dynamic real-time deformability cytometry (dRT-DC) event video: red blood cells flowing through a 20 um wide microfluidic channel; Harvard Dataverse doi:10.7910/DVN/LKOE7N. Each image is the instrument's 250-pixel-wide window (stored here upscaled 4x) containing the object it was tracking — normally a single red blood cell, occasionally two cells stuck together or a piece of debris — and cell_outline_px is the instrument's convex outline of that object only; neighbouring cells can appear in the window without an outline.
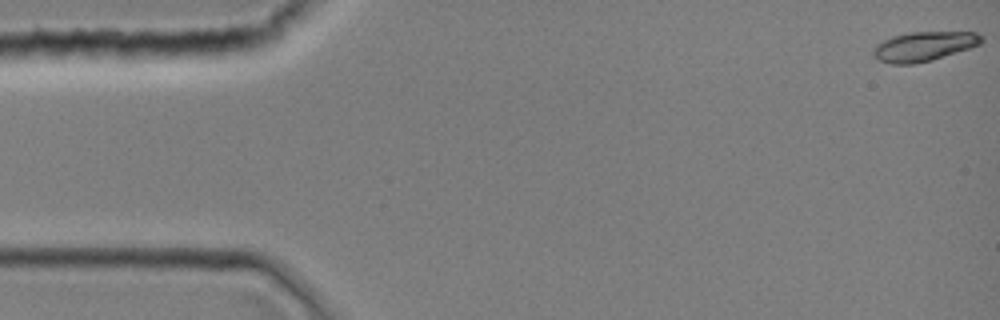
{"species": "common noctule bat (a hibernating species)", "species_latin": "Nyctalus noctula", "temperature_condition": "room temperature", "stored_images_in_passage": 5, "camera_frame_rate_fps": 3000, "um_per_image_px": 0.085, "animal": {"sex": "female", "body_mass_g": 19.0, "forearm_length_mm": 51.5}, "frame": {"image": 1, "passage_image": 1, "time_ms": 0.0, "image_size_px": [1000, 320], "cell_outline_px": [[984, 40], [980, 44], [932, 60], [912, 64], [892, 64], [880, 60], [872, 56], [872, 48], [876, 44], [892, 36], [908, 32], [976, 32], [984, 36]], "centroid_in_image_um": [78.51, 3.93], "position_along_channel_um": 6.5, "area_um2": 18.61}}